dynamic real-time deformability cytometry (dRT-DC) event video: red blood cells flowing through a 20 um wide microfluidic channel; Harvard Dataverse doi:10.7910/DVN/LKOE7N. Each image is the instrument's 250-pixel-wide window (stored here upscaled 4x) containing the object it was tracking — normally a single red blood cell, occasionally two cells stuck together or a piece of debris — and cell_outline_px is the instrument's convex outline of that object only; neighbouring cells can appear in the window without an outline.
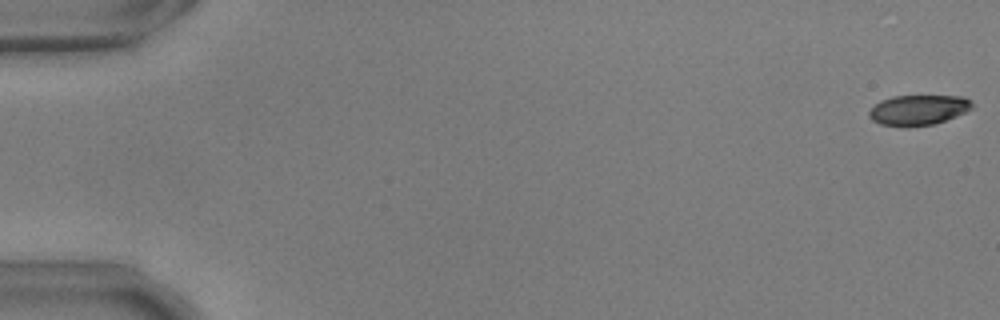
{"species": "common noctule bat (a hibernating species)", "species_latin": "Nyctalus noctula", "temperature_condition": "warm", "stored_images_in_passage": 55, "camera_frame_rate_fps": 3000, "um_per_image_px": 0.085, "animal": {"sex": "male", "body_mass_g": 17.9, "forearm_length_mm": 54.2}, "frame": {"image": 1, "passage_image": 1, "time_ms": 0.0, "image_size_px": [1000, 320], "cell_outline_px": [[972, 108], [956, 116], [932, 124], [908, 128], [880, 124], [872, 120], [868, 116], [868, 112], [880, 100], [892, 96], [964, 96], [972, 100]], "centroid_in_image_um": [78.03, 9.35], "position_along_channel_um": 7.0, "area_um2": 18.26}}
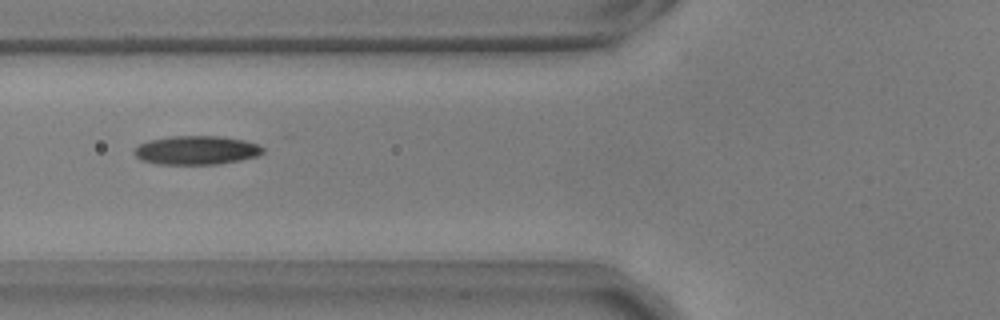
{"frame": {"image": 2, "passage_image": 22, "time_ms": 7.0, "image_size_px": [1000, 320], "cell_outline_px": [[264, 152], [256, 156], [240, 160], [216, 164], [160, 164], [140, 160], [132, 152], [132, 148], [148, 140], [172, 136], [220, 136], [244, 140], [256, 144], [264, 148]], "centroid_in_image_um": [16.65, 12.76], "position_along_channel_um": 109.2, "area_um2": 21.62}}
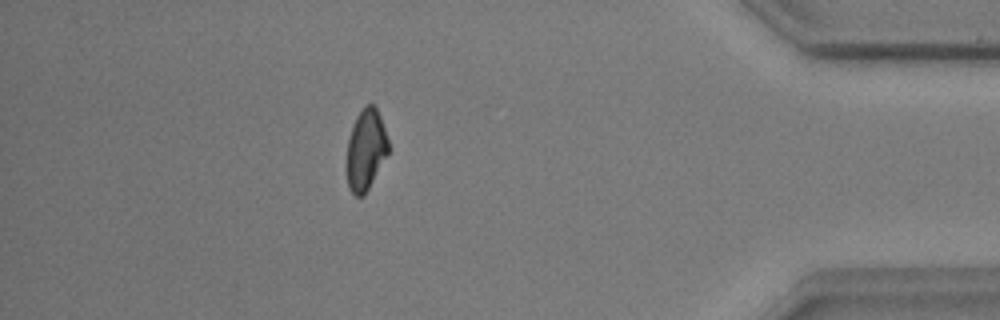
{"frame": {"image": 3, "passage_image": 49, "time_ms": 16.0, "image_size_px": [1000, 320], "cell_outline_px": [[388, 152], [364, 196], [356, 196], [348, 188], [344, 164], [348, 140], [356, 116], [364, 104], [372, 104], [376, 108], [380, 116], [388, 140]], "centroid_in_image_um": [31.04, 12.74], "position_along_channel_um": 404.2, "area_um2": 19.83}, "authors_computed_cell_mechanics": {"area_um2": 20.519, "velocity_mm_per_s": 3.7168, "shape_relaxation_time_tau1_ms": 3.8146, "shape_relaxation_time_tau2_ms": 4.407, "deformation_change_tau1": 0.1238, "deformation_change_tau2": 0.1116}}